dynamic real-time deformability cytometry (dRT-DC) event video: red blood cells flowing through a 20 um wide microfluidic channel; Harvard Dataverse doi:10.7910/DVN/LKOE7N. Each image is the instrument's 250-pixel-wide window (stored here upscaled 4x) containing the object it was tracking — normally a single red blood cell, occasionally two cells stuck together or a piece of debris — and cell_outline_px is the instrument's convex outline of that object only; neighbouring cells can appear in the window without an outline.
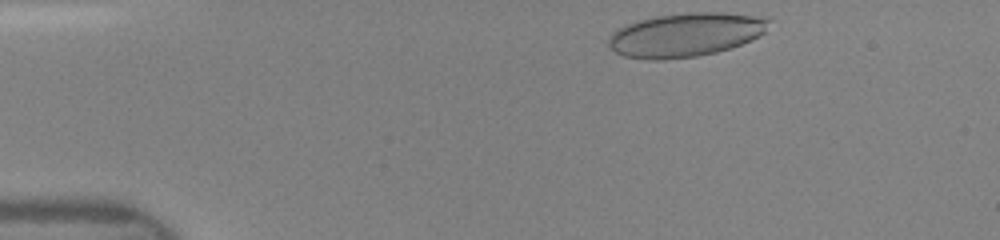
{"species": "human", "species_latin": "Homo sapiens", "temperature_condition": "room temperature", "stored_images_in_passage": 32, "camera_frame_rate_fps": 3000, "um_per_image_px": 0.085, "donor": {"sex": "female"}, "frame": {"image": 1, "passage_image": 1, "time_ms": 0.0, "image_size_px": [1000, 240], "cell_outline_px": [[772, 20], [764, 32], [752, 40], [716, 52], [696, 56], [664, 60], [648, 60], [624, 56], [616, 52], [608, 44], [608, 36], [612, 32], [624, 24], [656, 16], [688, 12], [724, 12], [752, 16]], "centroid_in_image_um": [58.23, 2.96], "position_along_channel_um": 26.8, "area_um2": 40.86}}
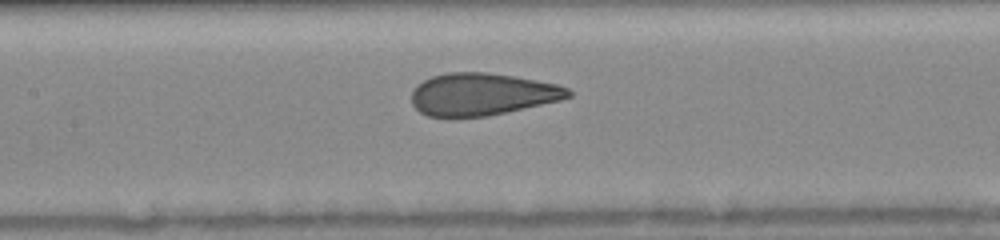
{"frame": {"image": 2, "passage_image": 17, "time_ms": 5.0, "image_size_px": [1000, 240], "cell_outline_px": [[572, 96], [560, 100], [488, 116], [456, 120], [452, 120], [428, 116], [420, 112], [412, 104], [412, 88], [416, 84], [432, 76], [448, 72], [488, 72], [536, 80], [556, 84], [568, 88], [572, 92]], "centroid_in_image_um": [40.91, 8.04], "position_along_channel_um": 166.5, "area_um2": 39.36}}
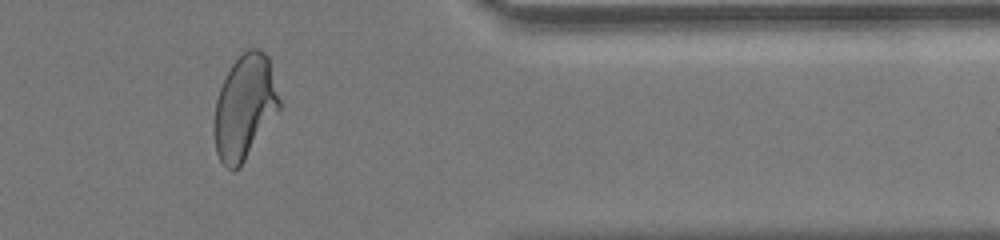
{"frame": {"image": 3, "passage_image": 29, "time_ms": 10.667, "image_size_px": [1000, 240], "cell_outline_px": [[280, 108], [240, 168], [232, 172], [220, 160], [216, 152], [216, 100], [220, 88], [232, 64], [248, 48], [260, 48], [268, 56], [280, 100]], "centroid_in_image_um": [20.82, 9.1], "position_along_channel_um": 390.6, "area_um2": 38.9}}